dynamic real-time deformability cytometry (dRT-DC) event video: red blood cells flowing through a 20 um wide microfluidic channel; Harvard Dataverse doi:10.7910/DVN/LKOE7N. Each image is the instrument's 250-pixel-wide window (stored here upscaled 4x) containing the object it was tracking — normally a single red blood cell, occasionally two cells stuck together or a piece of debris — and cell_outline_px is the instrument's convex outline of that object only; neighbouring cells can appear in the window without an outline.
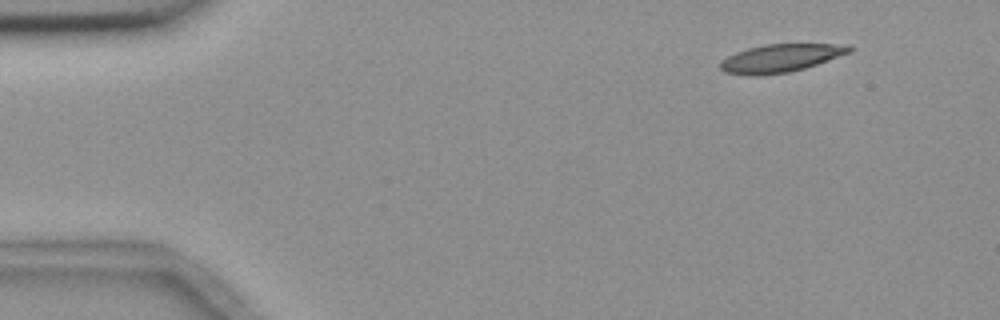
{"species": "common noctule bat (a hibernating species)", "species_latin": "Nyctalus noctula", "temperature_condition": "room temperature", "stored_images_in_passage": 3, "camera_frame_rate_fps": 3000, "um_per_image_px": 0.085, "animal": {"sex": "female", "body_mass_g": 18.4}, "frame": {"image": 1, "passage_image": 1, "time_ms": 0.0, "image_size_px": [1000, 320], "cell_outline_px": [[852, 52], [804, 68], [788, 72], [756, 76], [752, 76], [724, 72], [720, 68], [720, 60], [736, 52], [748, 48], [764, 44], [848, 44], [852, 48]], "centroid_in_image_um": [66.33, 4.94], "position_along_channel_um": 18.7, "area_um2": 21.04}}